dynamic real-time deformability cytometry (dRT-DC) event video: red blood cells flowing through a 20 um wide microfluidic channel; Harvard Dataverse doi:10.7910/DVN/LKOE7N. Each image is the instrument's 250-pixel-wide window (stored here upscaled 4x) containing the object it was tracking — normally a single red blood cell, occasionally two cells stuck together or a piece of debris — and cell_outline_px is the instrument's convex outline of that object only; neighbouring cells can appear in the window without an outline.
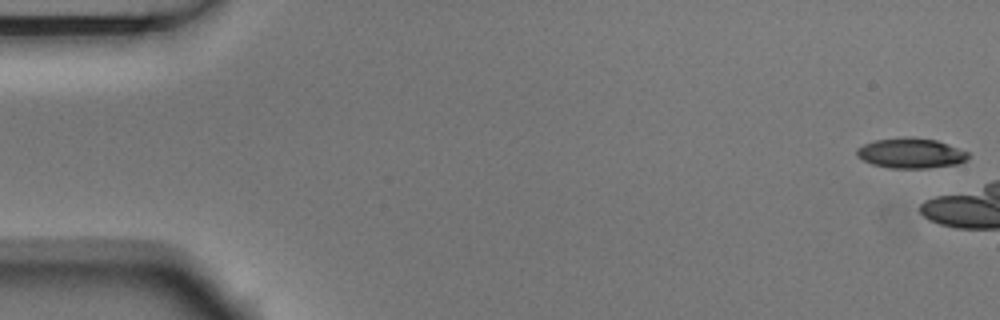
{"species": "Egyptian fruit bat (a non-hibernating species)", "species_latin": "Rousettus aegyptiacus", "temperature_condition": "room temperature", "stored_images_in_passage": 3, "camera_frame_rate_fps": 3000, "um_per_image_px": 0.085, "animal": {"sex": "male"}, "frame": {"image": 1, "passage_image": 1, "time_ms": 0.0, "image_size_px": [1000, 320], "cell_outline_px": [[968, 160], [956, 164], [928, 168], [888, 168], [872, 164], [856, 156], [856, 148], [864, 144], [876, 140], [904, 136], [912, 136], [936, 140], [948, 144], [968, 152]], "centroid_in_image_um": [77.4, 13.01], "position_along_channel_um": 7.6, "area_um2": 19.71}}